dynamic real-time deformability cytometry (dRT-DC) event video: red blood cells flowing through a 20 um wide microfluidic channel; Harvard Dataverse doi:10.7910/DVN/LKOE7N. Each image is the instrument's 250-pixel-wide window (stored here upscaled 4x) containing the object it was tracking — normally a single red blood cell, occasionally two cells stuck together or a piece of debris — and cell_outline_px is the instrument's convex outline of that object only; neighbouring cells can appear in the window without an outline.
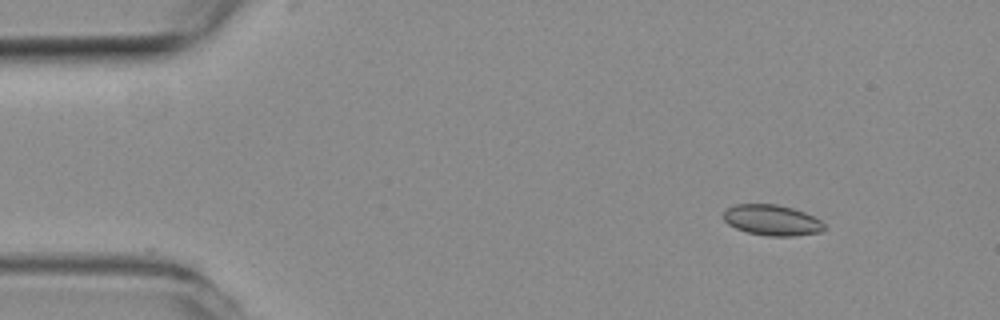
{"species": "common noctule bat (a hibernating species)", "species_latin": "Nyctalus noctula", "temperature_condition": "room temperature", "stored_images_in_passage": 12, "camera_frame_rate_fps": 3000, "um_per_image_px": 0.085, "animal": {"sex": "female", "body_mass_g": 19.3, "forearm_length_mm": 54.1}, "frame": {"image": 1, "passage_image": 1, "time_ms": 0.0, "image_size_px": [1000, 320], "cell_outline_px": [[828, 228], [820, 232], [796, 236], [768, 236], [748, 232], [736, 228], [728, 224], [724, 220], [724, 212], [728, 208], [736, 204], [776, 204], [792, 208], [804, 212], [820, 220]], "centroid_in_image_um": [65.65, 18.72], "position_along_channel_um": 19.4, "area_um2": 17.98}}